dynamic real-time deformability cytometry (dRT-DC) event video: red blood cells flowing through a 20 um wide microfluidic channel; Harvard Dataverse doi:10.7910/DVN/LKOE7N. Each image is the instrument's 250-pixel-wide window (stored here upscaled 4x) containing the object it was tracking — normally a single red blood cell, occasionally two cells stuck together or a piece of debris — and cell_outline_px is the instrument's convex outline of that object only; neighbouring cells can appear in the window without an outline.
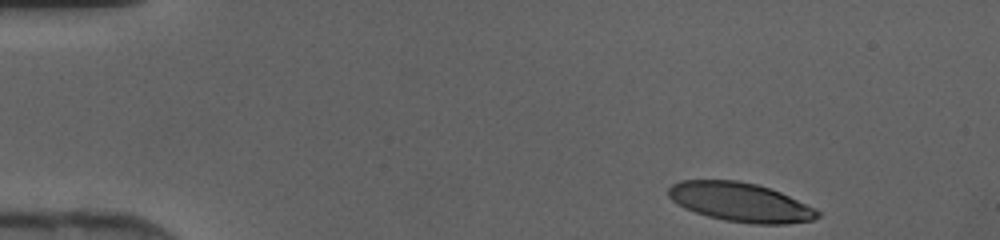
{"species": "human", "species_latin": "Homo sapiens", "temperature_condition": "cold", "stored_images_in_passage": 41, "camera_frame_rate_fps": 3000, "um_per_image_px": 0.085, "donor": {"sex": "female"}, "frame": {"image": 1, "passage_image": 1, "time_ms": 0.0, "image_size_px": [1000, 240], "cell_outline_px": [[820, 216], [812, 220], [788, 224], [752, 224], [724, 220], [708, 216], [684, 208], [672, 200], [668, 196], [668, 188], [672, 184], [680, 180], [736, 180], [756, 184], [780, 192], [820, 212]], "centroid_in_image_um": [62.89, 17.18], "position_along_channel_um": 22.1, "area_um2": 33.64}}
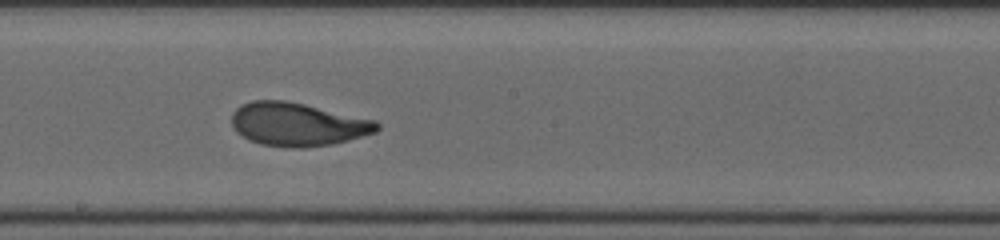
{"frame": {"image": 2, "passage_image": 21, "time_ms": 6.667, "image_size_px": [1000, 240], "cell_outline_px": [[380, 128], [376, 132], [348, 140], [332, 144], [304, 148], [288, 148], [260, 144], [248, 140], [236, 132], [232, 124], [232, 112], [240, 104], [252, 100], [284, 100], [304, 104], [376, 120], [380, 124]], "centroid_in_image_um": [25.28, 10.57], "position_along_channel_um": 222.9, "area_um2": 36.93}}
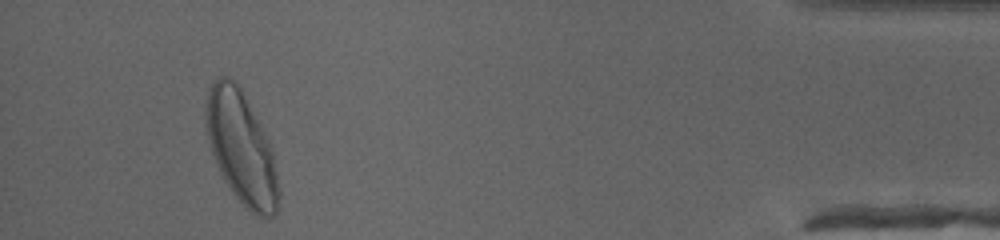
{"frame": {"image": 3, "passage_image": 38, "time_ms": 12.333, "image_size_px": [1000, 240], "cell_outline_px": [[280, 200], [276, 212], [272, 216], [264, 220], [256, 216], [244, 208], [232, 192], [224, 180], [216, 164], [212, 152], [208, 136], [204, 116], [204, 112], [208, 92], [212, 84], [220, 76], [228, 76], [236, 80], [268, 140], [272, 152], [280, 192]], "centroid_in_image_um": [20.52, 12.63], "position_along_channel_um": 414.7, "area_um2": 47.51}}